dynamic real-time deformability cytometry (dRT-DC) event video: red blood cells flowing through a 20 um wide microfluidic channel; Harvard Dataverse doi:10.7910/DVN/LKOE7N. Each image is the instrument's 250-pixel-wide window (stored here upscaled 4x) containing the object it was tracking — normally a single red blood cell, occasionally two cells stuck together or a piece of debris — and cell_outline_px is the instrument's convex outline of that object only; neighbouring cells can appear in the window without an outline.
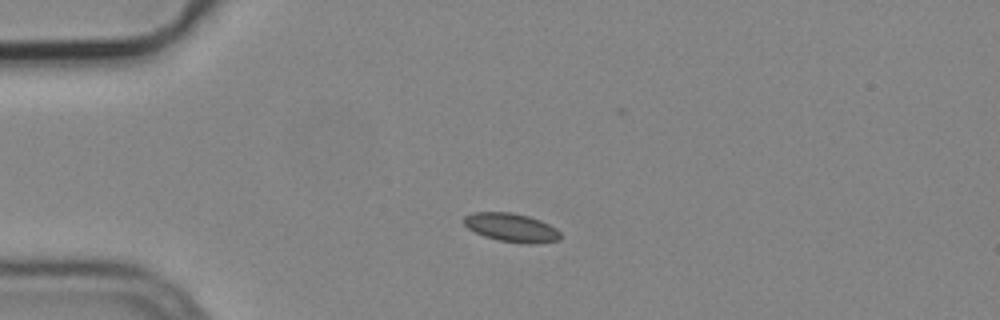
{"species": "common noctule bat (a hibernating species)", "species_latin": "Nyctalus noctula", "temperature_condition": "cold", "stored_images_in_passage": 6, "camera_frame_rate_fps": 3000, "um_per_image_px": 0.085, "animal": {"sex": "male", "body_mass_g": 19.2, "forearm_length_mm": 51.8}, "frame": {"image": 1, "passage_image": 4, "time_ms": 1.0, "image_size_px": [1000, 320], "cell_outline_px": [[560, 240], [536, 244], [524, 244], [500, 240], [484, 236], [468, 228], [464, 224], [464, 216], [472, 212], [512, 212], [528, 216], [540, 220], [556, 228], [560, 232]], "centroid_in_image_um": [43.48, 19.34], "position_along_channel_um": 41.5, "area_um2": 16.13}}
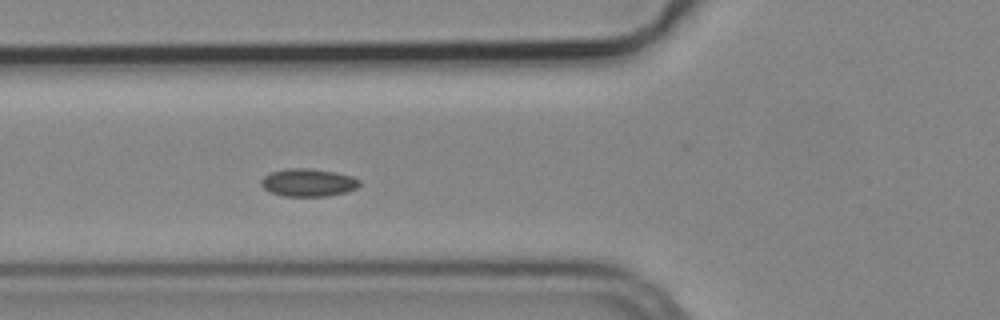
{"frame": {"image": 2, "passage_image": 6, "time_ms": 1.667, "image_size_px": [1000, 320], "cell_outline_px": [[360, 184], [356, 188], [348, 192], [328, 196], [284, 196], [272, 192], [264, 188], [260, 184], [260, 180], [264, 176], [272, 172], [288, 168], [312, 168], [336, 172], [352, 176], [360, 180]], "centroid_in_image_um": [26.22, 15.51], "position_along_channel_um": 99.6, "area_um2": 16.01}}